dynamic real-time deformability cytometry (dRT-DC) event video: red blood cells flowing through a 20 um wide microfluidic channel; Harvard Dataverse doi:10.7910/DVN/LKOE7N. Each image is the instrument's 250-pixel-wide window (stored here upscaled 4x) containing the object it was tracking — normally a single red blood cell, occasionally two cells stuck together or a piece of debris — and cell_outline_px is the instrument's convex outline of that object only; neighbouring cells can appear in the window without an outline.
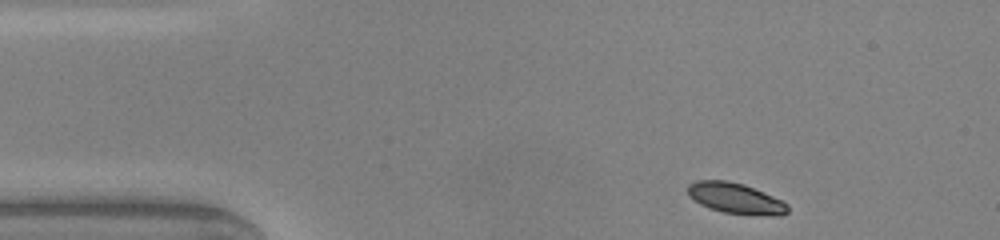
{"species": "common noctule bat (a hibernating species)", "species_latin": "Nyctalus noctula", "temperature_condition": "warm", "stored_images_in_passage": 43, "camera_frame_rate_fps": 3000, "um_per_image_px": 0.085, "animal": {"sex": "male", "body_mass_g": 20.0, "forearm_length_mm": 53.3}, "frame": {"image": 1, "passage_image": 1, "time_ms": 0.0, "image_size_px": [1000, 240], "cell_outline_px": [[788, 212], [780, 216], [776, 216], [724, 212], [700, 204], [688, 196], [688, 184], [696, 180], [728, 180], [744, 184], [764, 192], [788, 204]], "centroid_in_image_um": [62.51, 16.84], "position_along_channel_um": 22.5, "area_um2": 17.74}}
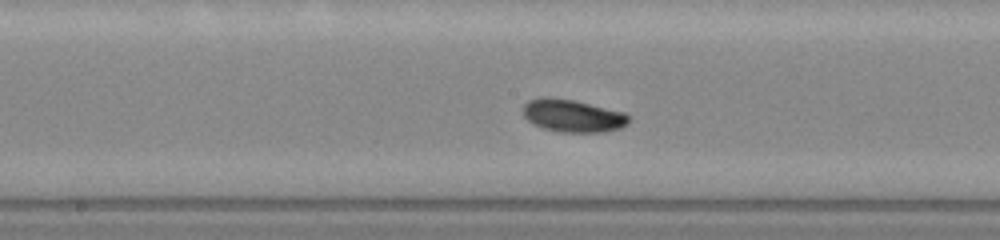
{"frame": {"image": 2, "passage_image": 19, "time_ms": 6.0, "image_size_px": [1000, 240], "cell_outline_px": [[628, 124], [620, 128], [604, 132], [560, 132], [544, 128], [532, 124], [524, 116], [524, 104], [528, 100], [572, 100], [624, 112], [628, 116]], "centroid_in_image_um": [48.73, 9.89], "position_along_channel_um": 199.5, "area_um2": 19.31}}
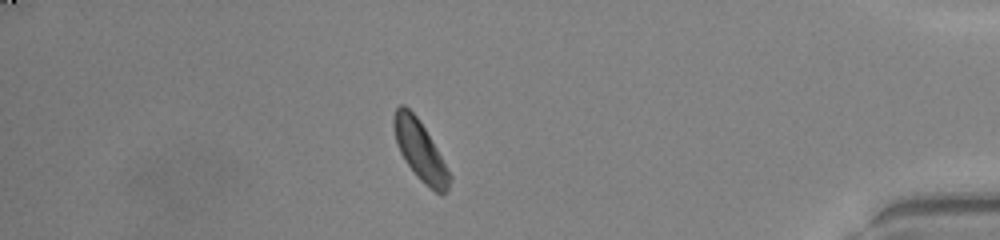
{"frame": {"image": 3, "passage_image": 37, "time_ms": 12.0, "image_size_px": [1000, 240], "cell_outline_px": [[452, 180], [448, 192], [440, 196], [424, 184], [416, 176], [404, 160], [400, 152], [396, 140], [392, 124], [392, 116], [396, 108], [400, 104], [404, 104], [416, 116], [424, 128], [436, 148], [452, 176]], "centroid_in_image_um": [35.71, 12.85], "position_along_channel_um": 399.5, "area_um2": 19.48}, "authors_computed_cell_mechanics": {"area_um2": 19.1318, "velocity_mm_per_s": 4.0718, "shape_relaxation_time_tau1_ms": 2.1408, "shape_relaxation_time_tau2_ms": null, "deformation_change_tau1": 0.0976, "deformation_change_tau2": null}}